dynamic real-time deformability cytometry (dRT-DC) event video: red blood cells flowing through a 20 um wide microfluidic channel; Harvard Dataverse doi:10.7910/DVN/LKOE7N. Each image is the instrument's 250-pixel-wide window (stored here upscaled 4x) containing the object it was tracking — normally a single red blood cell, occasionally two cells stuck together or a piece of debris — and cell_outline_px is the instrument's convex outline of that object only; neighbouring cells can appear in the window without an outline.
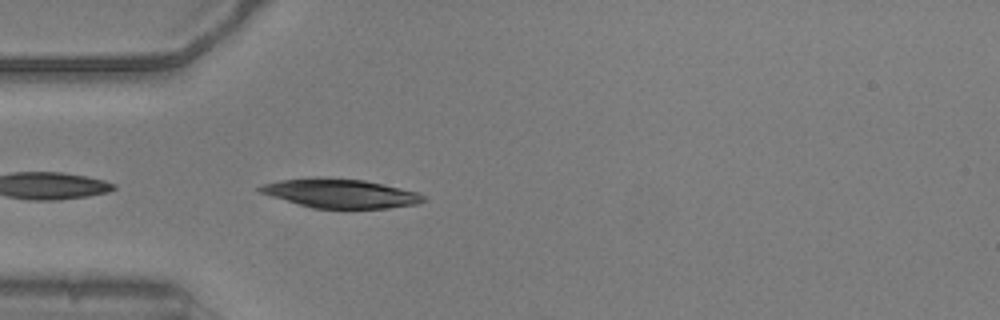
{"species": "common noctule bat (a hibernating species)", "species_latin": "Nyctalus noctula", "temperature_condition": "warm", "stored_images_in_passage": 37, "camera_frame_rate_fps": 3000, "um_per_image_px": 0.085, "animal": {"sex": "male", "body_mass_g": 20.5, "forearm_length_mm": 52.5}, "frame": {"image": 1, "passage_image": 3, "time_ms": 0.667, "image_size_px": [1000, 320], "cell_outline_px": [[428, 200], [420, 204], [384, 208], [312, 208], [272, 196], [260, 192], [256, 188], [260, 184], [280, 180], [364, 180], [400, 188], [416, 192], [424, 196]], "centroid_in_image_um": [28.99, 16.48], "position_along_channel_um": 56.0, "area_um2": 26.47}}
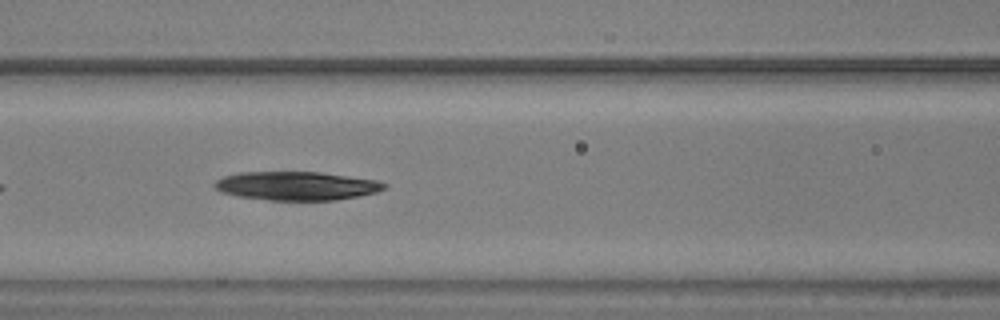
{"frame": {"image": 2, "passage_image": 10, "time_ms": 3.0, "image_size_px": [1000, 320], "cell_outline_px": [[388, 188], [376, 192], [360, 196], [336, 200], [268, 200], [236, 196], [220, 192], [212, 184], [216, 180], [224, 176], [240, 172], [320, 172], [376, 180], [388, 184]], "centroid_in_image_um": [25.21, 15.8], "position_along_channel_um": 141.4, "area_um2": 28.5}}
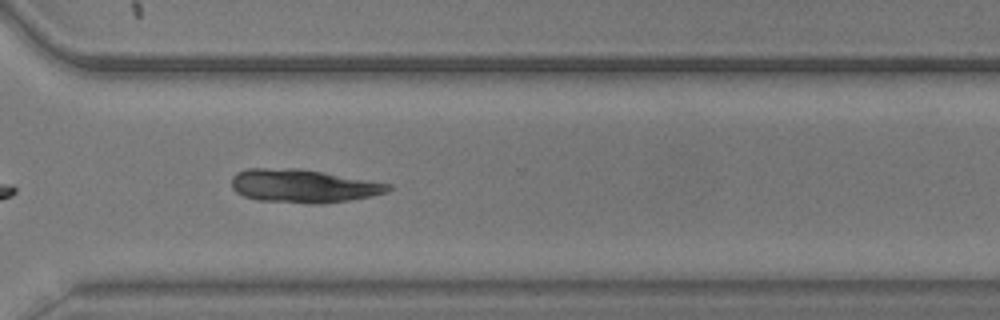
{"frame": {"image": 3, "passage_image": 26, "time_ms": 8.333, "image_size_px": [1000, 320], "cell_outline_px": [[392, 188], [388, 192], [372, 196], [324, 204], [308, 204], [260, 200], [244, 196], [236, 192], [232, 188], [232, 176], [236, 172], [248, 168], [300, 168], [392, 184]], "centroid_in_image_um": [25.78, 15.81], "position_along_channel_um": 344.8, "area_um2": 30.63}}